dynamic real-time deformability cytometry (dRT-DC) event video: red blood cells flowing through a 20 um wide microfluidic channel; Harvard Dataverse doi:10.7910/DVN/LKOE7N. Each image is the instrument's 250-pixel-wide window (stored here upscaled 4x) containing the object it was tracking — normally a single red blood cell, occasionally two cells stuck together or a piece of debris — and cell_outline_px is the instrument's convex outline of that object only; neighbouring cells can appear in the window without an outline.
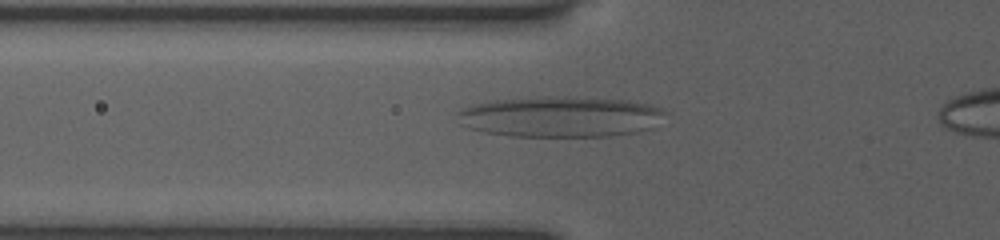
{"species": "human", "species_latin": "Homo sapiens", "temperature_condition": "room temperature", "stored_images_in_passage": 32, "camera_frame_rate_fps": 3000, "um_per_image_px": 0.085, "donor": {"sex": "female"}, "frame": {"image": 1, "passage_image": 3, "time_ms": 0.667, "image_size_px": [1000, 240], "cell_outline_px": [[664, 112], [652, 128], [632, 132], [608, 136], [508, 136], [484, 132], [468, 128], [460, 124], [460, 112], [464, 108], [476, 104], [496, 100], [540, 96], [568, 96], [628, 100], [660, 108]], "centroid_in_image_um": [47.59, 9.91], "position_along_channel_um": 78.2, "area_um2": 48.84}}
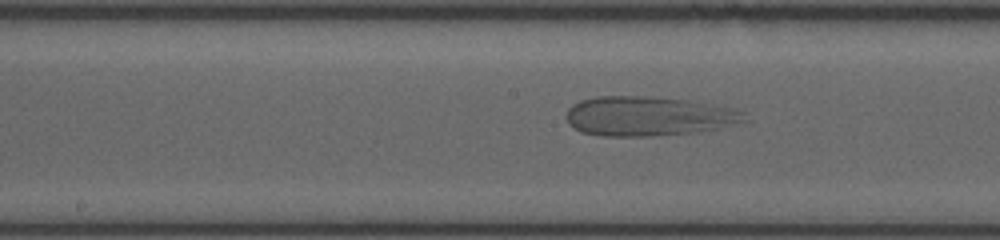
{"frame": {"image": 2, "passage_image": 12, "time_ms": 3.667, "image_size_px": [1000, 240], "cell_outline_px": [[744, 120], [716, 128], [696, 132], [648, 136], [604, 136], [580, 132], [568, 124], [568, 108], [572, 104], [580, 100], [600, 96], [644, 96], [684, 100], [728, 108], [740, 112]], "centroid_in_image_um": [54.95, 9.88], "position_along_channel_um": 193.2, "area_um2": 40.0}}
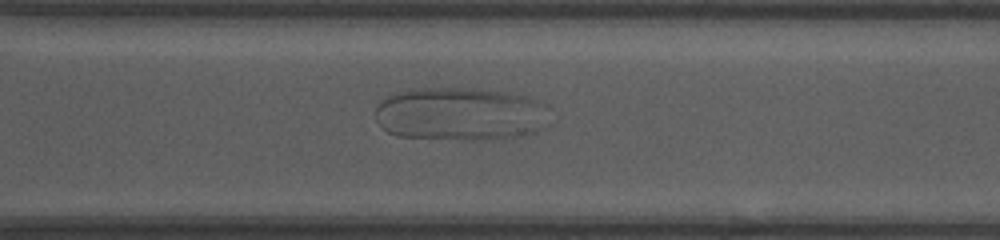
{"frame": {"image": 3, "passage_image": 23, "time_ms": 7.333, "image_size_px": [1000, 240], "cell_outline_px": [[536, 128], [532, 132], [512, 136], [476, 140], [472, 140], [396, 136], [388, 132], [376, 120], [376, 108], [384, 100], [400, 92], [420, 88], [472, 88], [504, 92], [524, 96], [536, 100]], "centroid_in_image_um": [38.86, 9.68], "position_along_channel_um": 331.7, "area_um2": 51.44}}